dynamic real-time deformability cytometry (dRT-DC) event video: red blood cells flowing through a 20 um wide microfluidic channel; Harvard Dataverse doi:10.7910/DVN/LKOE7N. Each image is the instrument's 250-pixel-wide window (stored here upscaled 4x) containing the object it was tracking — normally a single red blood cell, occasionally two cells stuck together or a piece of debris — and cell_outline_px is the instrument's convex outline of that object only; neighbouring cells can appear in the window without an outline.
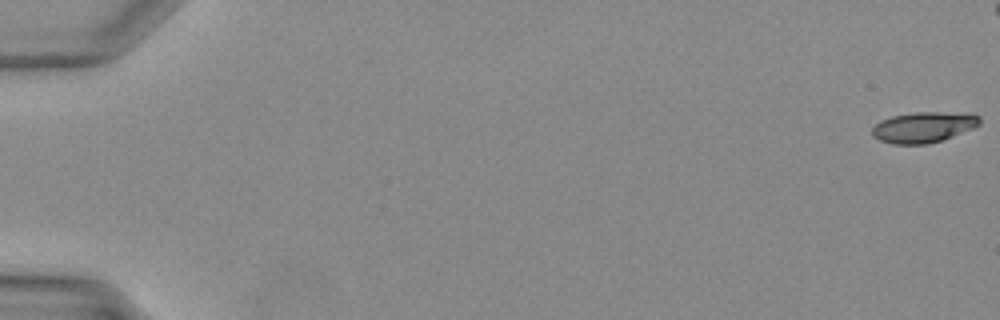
{"species": "Egyptian fruit bat (a non-hibernating species)", "species_latin": "Rousettus aegyptiacus", "temperature_condition": "warm", "stored_images_in_passage": 6, "camera_frame_rate_fps": 3000, "um_per_image_px": 0.085, "animal": {"sex": "female"}, "frame": {"image": 1, "passage_image": 1, "time_ms": 0.0, "image_size_px": [1000, 320], "cell_outline_px": [[980, 124], [972, 128], [940, 140], [928, 144], [892, 144], [880, 140], [872, 136], [872, 128], [880, 120], [892, 116], [912, 112], [972, 112], [980, 116]], "centroid_in_image_um": [78.5, 10.79], "position_along_channel_um": 6.5, "area_um2": 19.31}}